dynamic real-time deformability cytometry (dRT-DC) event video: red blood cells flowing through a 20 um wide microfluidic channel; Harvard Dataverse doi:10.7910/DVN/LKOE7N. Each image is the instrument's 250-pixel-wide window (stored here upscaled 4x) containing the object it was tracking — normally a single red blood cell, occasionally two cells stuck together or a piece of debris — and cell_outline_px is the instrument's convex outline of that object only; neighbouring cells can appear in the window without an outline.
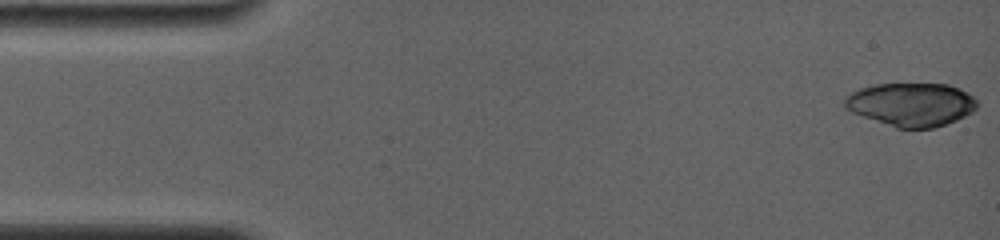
{"species": "common noctule bat (a hibernating species)", "species_latin": "Nyctalus noctula", "temperature_condition": "room temperature", "stored_images_in_passage": 10, "camera_frame_rate_fps": 4000, "um_per_image_px": 0.085, "animal": {"sex": "female", "body_mass_g": 19.0, "forearm_length_mm": 56.7}, "frame": {"image": 1, "passage_image": 1, "time_ms": 0.0, "image_size_px": [1000, 240], "cell_outline_px": [[980, 104], [972, 112], [956, 120], [932, 128], [896, 128], [852, 112], [844, 108], [844, 96], [860, 88], [876, 84], [948, 84], [960, 88], [972, 96]], "centroid_in_image_um": [77.45, 8.87], "position_along_channel_um": 7.6, "area_um2": 33.47}}